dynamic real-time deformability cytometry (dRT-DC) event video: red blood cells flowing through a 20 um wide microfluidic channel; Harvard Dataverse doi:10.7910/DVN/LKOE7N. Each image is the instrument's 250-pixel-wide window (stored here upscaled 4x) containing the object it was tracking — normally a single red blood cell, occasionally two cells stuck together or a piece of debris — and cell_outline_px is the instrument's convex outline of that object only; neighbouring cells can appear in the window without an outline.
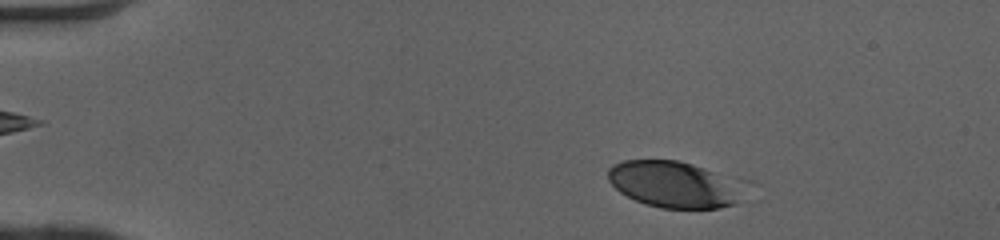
{"species": "human", "species_latin": "Homo sapiens", "temperature_condition": "cold", "stored_images_in_passage": 46, "camera_frame_rate_fps": 3000, "um_per_image_px": 0.085, "donor": {"sex": "female"}, "frame": {"image": 1, "passage_image": 4, "time_ms": 1.0, "image_size_px": [1000, 240], "cell_outline_px": [[736, 204], [720, 208], [660, 208], [636, 200], [620, 192], [608, 180], [608, 168], [612, 164], [624, 160], [676, 160], [692, 164], [704, 168], [712, 172], [736, 200]], "centroid_in_image_um": [56.91, 15.66], "position_along_channel_um": 28.1, "area_um2": 33.99}}
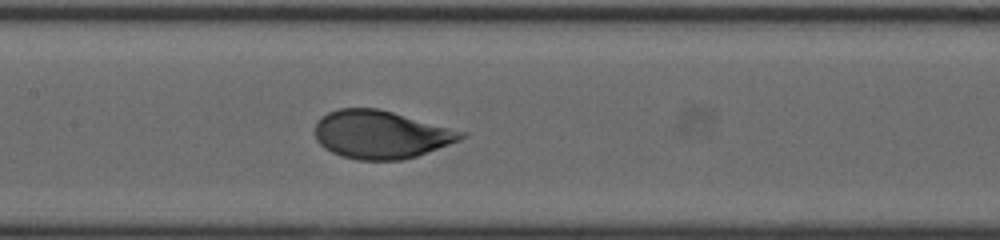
{"frame": {"image": 2, "passage_image": 21, "time_ms": 6.667, "image_size_px": [1000, 240], "cell_outline_px": [[468, 136], [460, 140], [416, 156], [400, 160], [360, 160], [340, 156], [324, 148], [316, 140], [316, 120], [320, 116], [328, 112], [340, 108], [376, 108], [392, 112], [468, 132]], "centroid_in_image_um": [32.37, 11.43], "position_along_channel_um": 175.0, "area_um2": 40.92}}
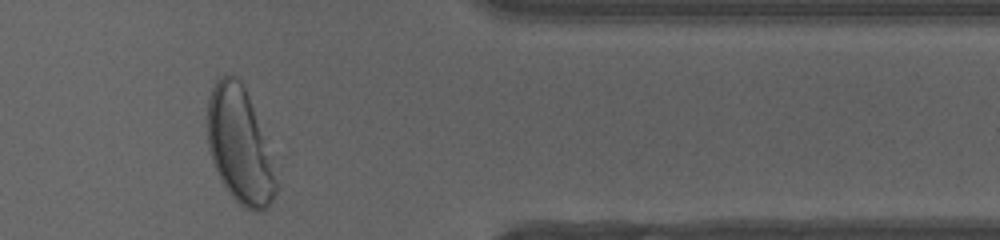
{"frame": {"image": 3, "passage_image": 38, "time_ms": 12.333, "image_size_px": [1000, 240], "cell_outline_px": [[276, 192], [268, 208], [260, 212], [256, 212], [244, 208], [232, 196], [220, 180], [212, 160], [208, 148], [208, 96], [216, 80], [224, 72], [240, 80], [248, 96], [276, 180]], "centroid_in_image_um": [20.3, 12.39], "position_along_channel_um": 391.1, "area_um2": 44.85}, "authors_computed_cell_mechanics": {"area_um2": 40.8646, "velocity_mm_per_s": 4.0688, "shape_relaxation_time_tau1_ms": 3.0444, "shape_relaxation_time_tau2_ms": null, "deformation_change_tau1": 0.1801, "deformation_change_tau2": null}}